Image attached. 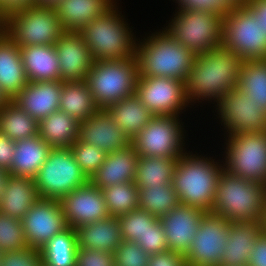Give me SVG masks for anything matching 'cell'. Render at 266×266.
Wrapping results in <instances>:
<instances>
[{
	"mask_svg": "<svg viewBox=\"0 0 266 266\" xmlns=\"http://www.w3.org/2000/svg\"><path fill=\"white\" fill-rule=\"evenodd\" d=\"M239 89L244 91L261 109L266 111V60H245L239 79Z\"/></svg>",
	"mask_w": 266,
	"mask_h": 266,
	"instance_id": "cell-37",
	"label": "cell"
},
{
	"mask_svg": "<svg viewBox=\"0 0 266 266\" xmlns=\"http://www.w3.org/2000/svg\"><path fill=\"white\" fill-rule=\"evenodd\" d=\"M248 266H266V230L258 237Z\"/></svg>",
	"mask_w": 266,
	"mask_h": 266,
	"instance_id": "cell-49",
	"label": "cell"
},
{
	"mask_svg": "<svg viewBox=\"0 0 266 266\" xmlns=\"http://www.w3.org/2000/svg\"><path fill=\"white\" fill-rule=\"evenodd\" d=\"M54 48L59 60L60 80L85 81L94 60L81 34L65 31Z\"/></svg>",
	"mask_w": 266,
	"mask_h": 266,
	"instance_id": "cell-18",
	"label": "cell"
},
{
	"mask_svg": "<svg viewBox=\"0 0 266 266\" xmlns=\"http://www.w3.org/2000/svg\"><path fill=\"white\" fill-rule=\"evenodd\" d=\"M245 5L254 13L263 30H266V0H246Z\"/></svg>",
	"mask_w": 266,
	"mask_h": 266,
	"instance_id": "cell-50",
	"label": "cell"
},
{
	"mask_svg": "<svg viewBox=\"0 0 266 266\" xmlns=\"http://www.w3.org/2000/svg\"><path fill=\"white\" fill-rule=\"evenodd\" d=\"M224 136L266 131V111L239 88L226 92L215 104Z\"/></svg>",
	"mask_w": 266,
	"mask_h": 266,
	"instance_id": "cell-13",
	"label": "cell"
},
{
	"mask_svg": "<svg viewBox=\"0 0 266 266\" xmlns=\"http://www.w3.org/2000/svg\"><path fill=\"white\" fill-rule=\"evenodd\" d=\"M166 31L195 55L222 45L223 15L195 9L177 8Z\"/></svg>",
	"mask_w": 266,
	"mask_h": 266,
	"instance_id": "cell-8",
	"label": "cell"
},
{
	"mask_svg": "<svg viewBox=\"0 0 266 266\" xmlns=\"http://www.w3.org/2000/svg\"><path fill=\"white\" fill-rule=\"evenodd\" d=\"M117 219L120 223L122 240L137 242L149 228H153V224L159 218L143 209L136 208Z\"/></svg>",
	"mask_w": 266,
	"mask_h": 266,
	"instance_id": "cell-39",
	"label": "cell"
},
{
	"mask_svg": "<svg viewBox=\"0 0 266 266\" xmlns=\"http://www.w3.org/2000/svg\"><path fill=\"white\" fill-rule=\"evenodd\" d=\"M177 8L195 9L225 15L232 8L245 5L246 0H173Z\"/></svg>",
	"mask_w": 266,
	"mask_h": 266,
	"instance_id": "cell-43",
	"label": "cell"
},
{
	"mask_svg": "<svg viewBox=\"0 0 266 266\" xmlns=\"http://www.w3.org/2000/svg\"><path fill=\"white\" fill-rule=\"evenodd\" d=\"M136 243L149 255L169 250L166 234L159 219L153 224V228H149Z\"/></svg>",
	"mask_w": 266,
	"mask_h": 266,
	"instance_id": "cell-44",
	"label": "cell"
},
{
	"mask_svg": "<svg viewBox=\"0 0 266 266\" xmlns=\"http://www.w3.org/2000/svg\"><path fill=\"white\" fill-rule=\"evenodd\" d=\"M180 204L178 194L172 184L140 188L138 192V208L162 217Z\"/></svg>",
	"mask_w": 266,
	"mask_h": 266,
	"instance_id": "cell-36",
	"label": "cell"
},
{
	"mask_svg": "<svg viewBox=\"0 0 266 266\" xmlns=\"http://www.w3.org/2000/svg\"><path fill=\"white\" fill-rule=\"evenodd\" d=\"M139 155L132 144L106 155L104 162L89 179L99 189L134 182Z\"/></svg>",
	"mask_w": 266,
	"mask_h": 266,
	"instance_id": "cell-23",
	"label": "cell"
},
{
	"mask_svg": "<svg viewBox=\"0 0 266 266\" xmlns=\"http://www.w3.org/2000/svg\"><path fill=\"white\" fill-rule=\"evenodd\" d=\"M151 35V36H150ZM137 39L135 57L138 75L170 77L185 81L195 54L176 41L165 28Z\"/></svg>",
	"mask_w": 266,
	"mask_h": 266,
	"instance_id": "cell-3",
	"label": "cell"
},
{
	"mask_svg": "<svg viewBox=\"0 0 266 266\" xmlns=\"http://www.w3.org/2000/svg\"><path fill=\"white\" fill-rule=\"evenodd\" d=\"M20 54L28 82L60 80L59 60L54 46H23Z\"/></svg>",
	"mask_w": 266,
	"mask_h": 266,
	"instance_id": "cell-28",
	"label": "cell"
},
{
	"mask_svg": "<svg viewBox=\"0 0 266 266\" xmlns=\"http://www.w3.org/2000/svg\"><path fill=\"white\" fill-rule=\"evenodd\" d=\"M28 83L20 54V47L0 31V89L12 101Z\"/></svg>",
	"mask_w": 266,
	"mask_h": 266,
	"instance_id": "cell-24",
	"label": "cell"
},
{
	"mask_svg": "<svg viewBox=\"0 0 266 266\" xmlns=\"http://www.w3.org/2000/svg\"><path fill=\"white\" fill-rule=\"evenodd\" d=\"M75 161L88 179L97 171L105 160L107 153L94 145L82 141L79 137L71 147Z\"/></svg>",
	"mask_w": 266,
	"mask_h": 266,
	"instance_id": "cell-41",
	"label": "cell"
},
{
	"mask_svg": "<svg viewBox=\"0 0 266 266\" xmlns=\"http://www.w3.org/2000/svg\"><path fill=\"white\" fill-rule=\"evenodd\" d=\"M38 199L33 178L10 174L0 200V213L22 221Z\"/></svg>",
	"mask_w": 266,
	"mask_h": 266,
	"instance_id": "cell-27",
	"label": "cell"
},
{
	"mask_svg": "<svg viewBox=\"0 0 266 266\" xmlns=\"http://www.w3.org/2000/svg\"><path fill=\"white\" fill-rule=\"evenodd\" d=\"M137 58L94 61L86 84L100 109L135 94Z\"/></svg>",
	"mask_w": 266,
	"mask_h": 266,
	"instance_id": "cell-6",
	"label": "cell"
},
{
	"mask_svg": "<svg viewBox=\"0 0 266 266\" xmlns=\"http://www.w3.org/2000/svg\"><path fill=\"white\" fill-rule=\"evenodd\" d=\"M264 230L261 221L229 222L220 266H248L255 243Z\"/></svg>",
	"mask_w": 266,
	"mask_h": 266,
	"instance_id": "cell-21",
	"label": "cell"
},
{
	"mask_svg": "<svg viewBox=\"0 0 266 266\" xmlns=\"http://www.w3.org/2000/svg\"><path fill=\"white\" fill-rule=\"evenodd\" d=\"M76 266H115V255L97 249H78Z\"/></svg>",
	"mask_w": 266,
	"mask_h": 266,
	"instance_id": "cell-46",
	"label": "cell"
},
{
	"mask_svg": "<svg viewBox=\"0 0 266 266\" xmlns=\"http://www.w3.org/2000/svg\"><path fill=\"white\" fill-rule=\"evenodd\" d=\"M222 45L244 60H266V30L246 5L223 16Z\"/></svg>",
	"mask_w": 266,
	"mask_h": 266,
	"instance_id": "cell-12",
	"label": "cell"
},
{
	"mask_svg": "<svg viewBox=\"0 0 266 266\" xmlns=\"http://www.w3.org/2000/svg\"><path fill=\"white\" fill-rule=\"evenodd\" d=\"M78 249H97L115 253L122 241L117 217L109 216L75 228Z\"/></svg>",
	"mask_w": 266,
	"mask_h": 266,
	"instance_id": "cell-25",
	"label": "cell"
},
{
	"mask_svg": "<svg viewBox=\"0 0 266 266\" xmlns=\"http://www.w3.org/2000/svg\"><path fill=\"white\" fill-rule=\"evenodd\" d=\"M38 135L52 148L71 147L78 139L79 123L58 110L39 122Z\"/></svg>",
	"mask_w": 266,
	"mask_h": 266,
	"instance_id": "cell-32",
	"label": "cell"
},
{
	"mask_svg": "<svg viewBox=\"0 0 266 266\" xmlns=\"http://www.w3.org/2000/svg\"><path fill=\"white\" fill-rule=\"evenodd\" d=\"M62 0H33L34 6L55 8Z\"/></svg>",
	"mask_w": 266,
	"mask_h": 266,
	"instance_id": "cell-52",
	"label": "cell"
},
{
	"mask_svg": "<svg viewBox=\"0 0 266 266\" xmlns=\"http://www.w3.org/2000/svg\"><path fill=\"white\" fill-rule=\"evenodd\" d=\"M15 154V141L0 132V169L11 174V165Z\"/></svg>",
	"mask_w": 266,
	"mask_h": 266,
	"instance_id": "cell-48",
	"label": "cell"
},
{
	"mask_svg": "<svg viewBox=\"0 0 266 266\" xmlns=\"http://www.w3.org/2000/svg\"><path fill=\"white\" fill-rule=\"evenodd\" d=\"M181 119L177 115H154L131 140L138 155L179 158L185 154L187 136Z\"/></svg>",
	"mask_w": 266,
	"mask_h": 266,
	"instance_id": "cell-11",
	"label": "cell"
},
{
	"mask_svg": "<svg viewBox=\"0 0 266 266\" xmlns=\"http://www.w3.org/2000/svg\"><path fill=\"white\" fill-rule=\"evenodd\" d=\"M118 0H62L56 14L65 31L79 32L93 19L101 16Z\"/></svg>",
	"mask_w": 266,
	"mask_h": 266,
	"instance_id": "cell-26",
	"label": "cell"
},
{
	"mask_svg": "<svg viewBox=\"0 0 266 266\" xmlns=\"http://www.w3.org/2000/svg\"><path fill=\"white\" fill-rule=\"evenodd\" d=\"M229 222L221 215L205 212L185 255L187 266H220L228 238Z\"/></svg>",
	"mask_w": 266,
	"mask_h": 266,
	"instance_id": "cell-15",
	"label": "cell"
},
{
	"mask_svg": "<svg viewBox=\"0 0 266 266\" xmlns=\"http://www.w3.org/2000/svg\"><path fill=\"white\" fill-rule=\"evenodd\" d=\"M61 93V80L28 82L12 101L40 122L59 110Z\"/></svg>",
	"mask_w": 266,
	"mask_h": 266,
	"instance_id": "cell-22",
	"label": "cell"
},
{
	"mask_svg": "<svg viewBox=\"0 0 266 266\" xmlns=\"http://www.w3.org/2000/svg\"><path fill=\"white\" fill-rule=\"evenodd\" d=\"M22 223L28 247L38 250L68 228L61 203L55 199H38L24 215Z\"/></svg>",
	"mask_w": 266,
	"mask_h": 266,
	"instance_id": "cell-16",
	"label": "cell"
},
{
	"mask_svg": "<svg viewBox=\"0 0 266 266\" xmlns=\"http://www.w3.org/2000/svg\"><path fill=\"white\" fill-rule=\"evenodd\" d=\"M135 94L154 115L179 116L187 107L192 108L185 96L184 82L170 77L138 76Z\"/></svg>",
	"mask_w": 266,
	"mask_h": 266,
	"instance_id": "cell-14",
	"label": "cell"
},
{
	"mask_svg": "<svg viewBox=\"0 0 266 266\" xmlns=\"http://www.w3.org/2000/svg\"><path fill=\"white\" fill-rule=\"evenodd\" d=\"M9 100L5 97V95L2 93L0 89V109L4 107V105L8 102Z\"/></svg>",
	"mask_w": 266,
	"mask_h": 266,
	"instance_id": "cell-54",
	"label": "cell"
},
{
	"mask_svg": "<svg viewBox=\"0 0 266 266\" xmlns=\"http://www.w3.org/2000/svg\"><path fill=\"white\" fill-rule=\"evenodd\" d=\"M177 162L178 158L139 156L134 183L138 189L169 185Z\"/></svg>",
	"mask_w": 266,
	"mask_h": 266,
	"instance_id": "cell-33",
	"label": "cell"
},
{
	"mask_svg": "<svg viewBox=\"0 0 266 266\" xmlns=\"http://www.w3.org/2000/svg\"><path fill=\"white\" fill-rule=\"evenodd\" d=\"M51 149L39 135L16 141L11 175L34 179Z\"/></svg>",
	"mask_w": 266,
	"mask_h": 266,
	"instance_id": "cell-29",
	"label": "cell"
},
{
	"mask_svg": "<svg viewBox=\"0 0 266 266\" xmlns=\"http://www.w3.org/2000/svg\"><path fill=\"white\" fill-rule=\"evenodd\" d=\"M266 184L252 182L223 170L210 212L228 222L265 220Z\"/></svg>",
	"mask_w": 266,
	"mask_h": 266,
	"instance_id": "cell-4",
	"label": "cell"
},
{
	"mask_svg": "<svg viewBox=\"0 0 266 266\" xmlns=\"http://www.w3.org/2000/svg\"><path fill=\"white\" fill-rule=\"evenodd\" d=\"M82 141L94 145L107 154L125 149L131 140L123 133L107 109H99L94 115L79 124Z\"/></svg>",
	"mask_w": 266,
	"mask_h": 266,
	"instance_id": "cell-20",
	"label": "cell"
},
{
	"mask_svg": "<svg viewBox=\"0 0 266 266\" xmlns=\"http://www.w3.org/2000/svg\"><path fill=\"white\" fill-rule=\"evenodd\" d=\"M99 109L85 81L62 82L59 111L67 113L80 124Z\"/></svg>",
	"mask_w": 266,
	"mask_h": 266,
	"instance_id": "cell-31",
	"label": "cell"
},
{
	"mask_svg": "<svg viewBox=\"0 0 266 266\" xmlns=\"http://www.w3.org/2000/svg\"><path fill=\"white\" fill-rule=\"evenodd\" d=\"M115 255V266H147L150 255L136 242L122 240Z\"/></svg>",
	"mask_w": 266,
	"mask_h": 266,
	"instance_id": "cell-42",
	"label": "cell"
},
{
	"mask_svg": "<svg viewBox=\"0 0 266 266\" xmlns=\"http://www.w3.org/2000/svg\"><path fill=\"white\" fill-rule=\"evenodd\" d=\"M32 5L33 0H0V16L4 18L8 13Z\"/></svg>",
	"mask_w": 266,
	"mask_h": 266,
	"instance_id": "cell-51",
	"label": "cell"
},
{
	"mask_svg": "<svg viewBox=\"0 0 266 266\" xmlns=\"http://www.w3.org/2000/svg\"><path fill=\"white\" fill-rule=\"evenodd\" d=\"M107 110L129 140H132L154 116L136 94L112 104Z\"/></svg>",
	"mask_w": 266,
	"mask_h": 266,
	"instance_id": "cell-30",
	"label": "cell"
},
{
	"mask_svg": "<svg viewBox=\"0 0 266 266\" xmlns=\"http://www.w3.org/2000/svg\"><path fill=\"white\" fill-rule=\"evenodd\" d=\"M244 61L223 45L195 55L184 81L185 96L189 104H202L204 100L216 104L226 92L239 88Z\"/></svg>",
	"mask_w": 266,
	"mask_h": 266,
	"instance_id": "cell-1",
	"label": "cell"
},
{
	"mask_svg": "<svg viewBox=\"0 0 266 266\" xmlns=\"http://www.w3.org/2000/svg\"><path fill=\"white\" fill-rule=\"evenodd\" d=\"M26 247L22 221L0 213V252L19 251Z\"/></svg>",
	"mask_w": 266,
	"mask_h": 266,
	"instance_id": "cell-40",
	"label": "cell"
},
{
	"mask_svg": "<svg viewBox=\"0 0 266 266\" xmlns=\"http://www.w3.org/2000/svg\"><path fill=\"white\" fill-rule=\"evenodd\" d=\"M118 9L116 2L79 31L94 61L131 59L135 56L138 38Z\"/></svg>",
	"mask_w": 266,
	"mask_h": 266,
	"instance_id": "cell-5",
	"label": "cell"
},
{
	"mask_svg": "<svg viewBox=\"0 0 266 266\" xmlns=\"http://www.w3.org/2000/svg\"><path fill=\"white\" fill-rule=\"evenodd\" d=\"M224 146V170L266 184V131L233 134L225 138Z\"/></svg>",
	"mask_w": 266,
	"mask_h": 266,
	"instance_id": "cell-9",
	"label": "cell"
},
{
	"mask_svg": "<svg viewBox=\"0 0 266 266\" xmlns=\"http://www.w3.org/2000/svg\"><path fill=\"white\" fill-rule=\"evenodd\" d=\"M219 161L192 151L178 158L171 184L181 204L211 211L219 177L224 170V160Z\"/></svg>",
	"mask_w": 266,
	"mask_h": 266,
	"instance_id": "cell-2",
	"label": "cell"
},
{
	"mask_svg": "<svg viewBox=\"0 0 266 266\" xmlns=\"http://www.w3.org/2000/svg\"><path fill=\"white\" fill-rule=\"evenodd\" d=\"M2 30L19 47L54 46L65 30L55 8L26 6L3 18Z\"/></svg>",
	"mask_w": 266,
	"mask_h": 266,
	"instance_id": "cell-7",
	"label": "cell"
},
{
	"mask_svg": "<svg viewBox=\"0 0 266 266\" xmlns=\"http://www.w3.org/2000/svg\"><path fill=\"white\" fill-rule=\"evenodd\" d=\"M40 199L60 200L89 182L70 147L52 148L48 158L34 178Z\"/></svg>",
	"mask_w": 266,
	"mask_h": 266,
	"instance_id": "cell-10",
	"label": "cell"
},
{
	"mask_svg": "<svg viewBox=\"0 0 266 266\" xmlns=\"http://www.w3.org/2000/svg\"><path fill=\"white\" fill-rule=\"evenodd\" d=\"M38 124L13 101H8L0 109V132L15 142L38 135Z\"/></svg>",
	"mask_w": 266,
	"mask_h": 266,
	"instance_id": "cell-34",
	"label": "cell"
},
{
	"mask_svg": "<svg viewBox=\"0 0 266 266\" xmlns=\"http://www.w3.org/2000/svg\"><path fill=\"white\" fill-rule=\"evenodd\" d=\"M41 264V252L30 247L3 253L0 261V266H40Z\"/></svg>",
	"mask_w": 266,
	"mask_h": 266,
	"instance_id": "cell-45",
	"label": "cell"
},
{
	"mask_svg": "<svg viewBox=\"0 0 266 266\" xmlns=\"http://www.w3.org/2000/svg\"><path fill=\"white\" fill-rule=\"evenodd\" d=\"M147 266H187L185 255L175 251H165L150 255Z\"/></svg>",
	"mask_w": 266,
	"mask_h": 266,
	"instance_id": "cell-47",
	"label": "cell"
},
{
	"mask_svg": "<svg viewBox=\"0 0 266 266\" xmlns=\"http://www.w3.org/2000/svg\"><path fill=\"white\" fill-rule=\"evenodd\" d=\"M3 18L0 16V31L2 30Z\"/></svg>",
	"mask_w": 266,
	"mask_h": 266,
	"instance_id": "cell-55",
	"label": "cell"
},
{
	"mask_svg": "<svg viewBox=\"0 0 266 266\" xmlns=\"http://www.w3.org/2000/svg\"><path fill=\"white\" fill-rule=\"evenodd\" d=\"M109 216L119 217L138 208L139 189L134 182H125L101 189Z\"/></svg>",
	"mask_w": 266,
	"mask_h": 266,
	"instance_id": "cell-38",
	"label": "cell"
},
{
	"mask_svg": "<svg viewBox=\"0 0 266 266\" xmlns=\"http://www.w3.org/2000/svg\"><path fill=\"white\" fill-rule=\"evenodd\" d=\"M59 201L67 225L73 229L109 217L101 189L90 182Z\"/></svg>",
	"mask_w": 266,
	"mask_h": 266,
	"instance_id": "cell-17",
	"label": "cell"
},
{
	"mask_svg": "<svg viewBox=\"0 0 266 266\" xmlns=\"http://www.w3.org/2000/svg\"><path fill=\"white\" fill-rule=\"evenodd\" d=\"M10 173L6 172L5 170L0 169V200L5 190V185L9 178Z\"/></svg>",
	"mask_w": 266,
	"mask_h": 266,
	"instance_id": "cell-53",
	"label": "cell"
},
{
	"mask_svg": "<svg viewBox=\"0 0 266 266\" xmlns=\"http://www.w3.org/2000/svg\"><path fill=\"white\" fill-rule=\"evenodd\" d=\"M264 227H265V230H266V207H265V220H264Z\"/></svg>",
	"mask_w": 266,
	"mask_h": 266,
	"instance_id": "cell-56",
	"label": "cell"
},
{
	"mask_svg": "<svg viewBox=\"0 0 266 266\" xmlns=\"http://www.w3.org/2000/svg\"><path fill=\"white\" fill-rule=\"evenodd\" d=\"M204 211L185 204H179L160 217L167 238V247L186 255L193 243Z\"/></svg>",
	"mask_w": 266,
	"mask_h": 266,
	"instance_id": "cell-19",
	"label": "cell"
},
{
	"mask_svg": "<svg viewBox=\"0 0 266 266\" xmlns=\"http://www.w3.org/2000/svg\"><path fill=\"white\" fill-rule=\"evenodd\" d=\"M77 250L76 231L68 227L56 234L39 251L42 262L47 266H76Z\"/></svg>",
	"mask_w": 266,
	"mask_h": 266,
	"instance_id": "cell-35",
	"label": "cell"
}]
</instances>
